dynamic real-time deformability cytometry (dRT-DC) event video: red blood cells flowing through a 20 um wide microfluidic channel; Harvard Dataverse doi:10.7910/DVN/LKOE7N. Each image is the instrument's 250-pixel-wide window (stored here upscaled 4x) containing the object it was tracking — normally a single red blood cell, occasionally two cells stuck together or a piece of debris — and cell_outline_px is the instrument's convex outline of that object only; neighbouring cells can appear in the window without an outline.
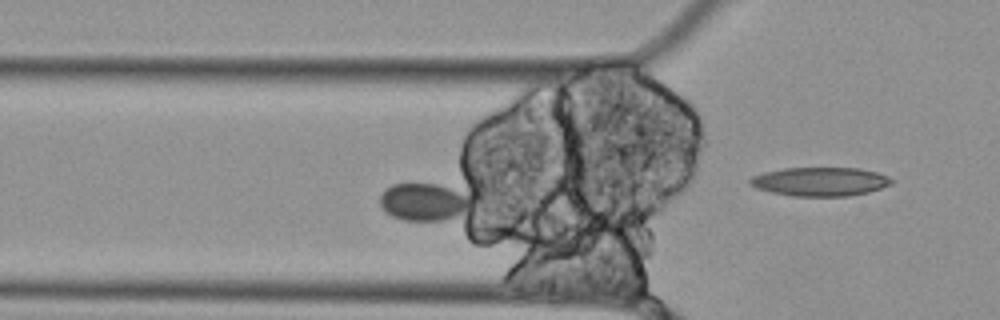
{"species": "Egyptian fruit bat (a non-hibernating species)", "species_latin": "Rousettus aegyptiacus", "temperature_condition": "cold", "stored_images_in_passage": 55, "camera_frame_rate_fps": 3000, "um_per_image_px": 0.085, "animal": {"sex": "female"}, "frame": {"image": 1, "passage_image": 16, "time_ms": 5.0, "image_size_px": [1000, 320], "cell_outline_px": [[472, 212], [460, 216], [444, 220], [404, 220], [392, 216], [384, 212], [380, 204], [380, 196], [384, 188], [392, 184], [436, 184], [460, 192], [472, 204]], "centroid_in_image_um": [36.01, 17.19], "position_along_channel_um": 89.8, "area_um2": 20.06}}
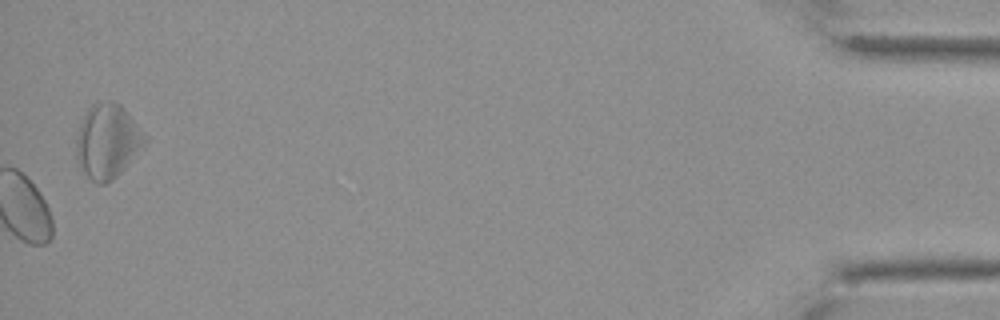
{"frame": {"image": 2, "passage_image": 55, "time_ms": 18.0, "image_size_px": [1000, 320], "cell_outline_px": [[148, 144], [112, 180], [104, 184], [96, 184], [80, 168], [76, 156], [76, 140], [80, 124], [88, 108], [92, 104], [108, 100], [112, 100], [120, 104], [124, 108], [148, 136]], "centroid_in_image_um": [9.17, 11.99], "position_along_channel_um": 426.0, "area_um2": 29.94}}